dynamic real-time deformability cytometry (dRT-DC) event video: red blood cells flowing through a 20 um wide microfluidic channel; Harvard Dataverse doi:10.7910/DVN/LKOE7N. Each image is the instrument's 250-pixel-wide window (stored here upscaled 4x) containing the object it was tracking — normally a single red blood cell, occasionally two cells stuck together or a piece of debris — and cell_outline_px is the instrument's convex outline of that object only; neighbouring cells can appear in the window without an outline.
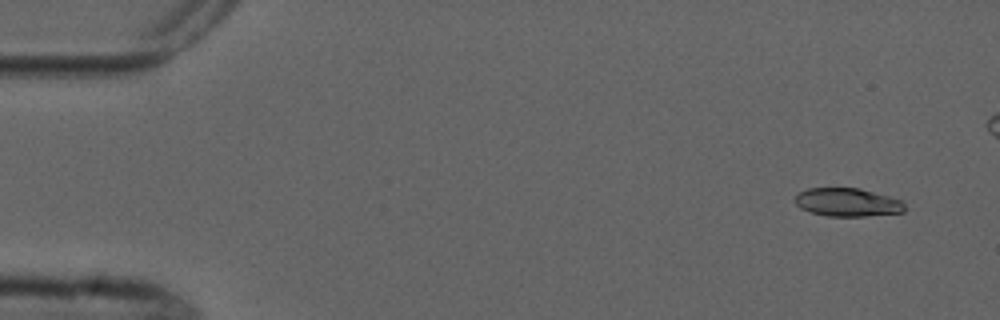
{"species": "common noctule bat (a hibernating species)", "species_latin": "Nyctalus noctula", "temperature_condition": "cold", "stored_images_in_passage": 6, "camera_frame_rate_fps": 3000, "um_per_image_px": 0.085, "animal": {"sex": "male", "forearm_length_mm": 52.5}, "frame": {"image": 1, "passage_image": 2, "time_ms": 1.0, "image_size_px": [1000, 320], "cell_outline_px": [[904, 212], [864, 216], [828, 216], [812, 212], [800, 208], [796, 204], [796, 196], [800, 192], [808, 188], [860, 188], [888, 196], [900, 200], [904, 204]], "centroid_in_image_um": [72.03, 17.19], "position_along_channel_um": 13.0, "area_um2": 17.86}}